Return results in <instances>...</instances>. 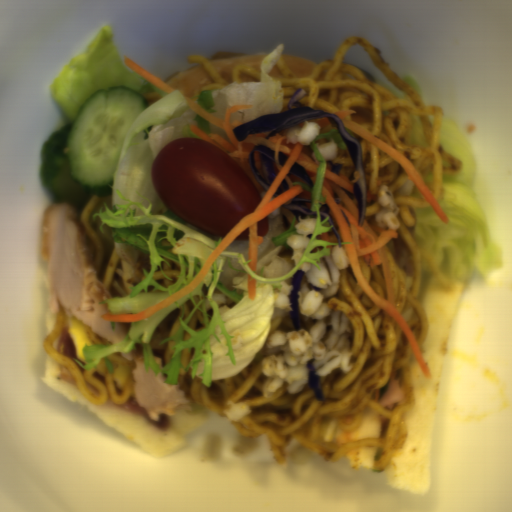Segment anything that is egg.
<instances>
[{
	"label": "egg",
	"mask_w": 512,
	"mask_h": 512,
	"mask_svg": "<svg viewBox=\"0 0 512 512\" xmlns=\"http://www.w3.org/2000/svg\"><path fill=\"white\" fill-rule=\"evenodd\" d=\"M66 319L68 322L72 343L74 347L75 354L77 356L79 362L82 364L88 363L82 350L83 344L86 346H96V345H111L113 343L108 342L95 334L88 324L81 321L75 316L66 314Z\"/></svg>",
	"instance_id": "obj_1"
}]
</instances>
